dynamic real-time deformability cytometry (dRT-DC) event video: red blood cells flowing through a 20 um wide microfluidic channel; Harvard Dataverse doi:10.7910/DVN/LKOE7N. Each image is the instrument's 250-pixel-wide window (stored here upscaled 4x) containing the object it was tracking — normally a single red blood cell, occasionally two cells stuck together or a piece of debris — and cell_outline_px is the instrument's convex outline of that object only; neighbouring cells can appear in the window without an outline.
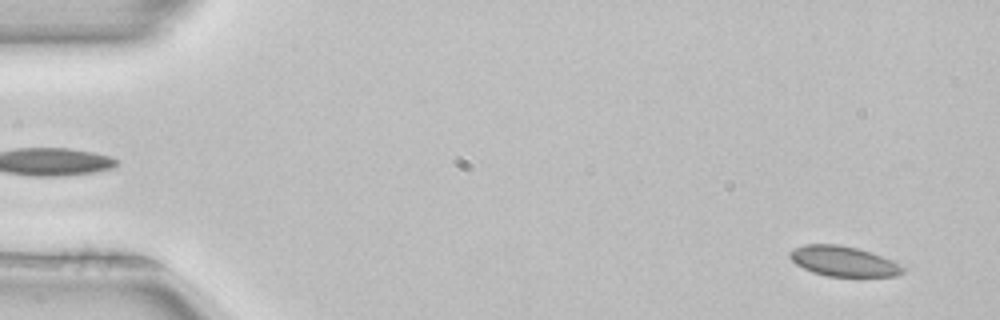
{"species": "common noctule bat (a hibernating species)", "species_latin": "Nyctalus noctula", "temperature_condition": "room temperature", "stored_images_in_passage": 44, "camera_frame_rate_fps": 3000, "um_per_image_px": 0.085, "animal": {"sex": "female", "body_mass_g": 22.7, "forearm_length_mm": 54.2}, "frame": {"image": 1, "passage_image": 4, "time_ms": 1.0, "image_size_px": [1000, 320], "cell_outline_px": [[904, 272], [896, 276], [828, 276], [812, 272], [796, 264], [788, 256], [788, 252], [792, 248], [804, 244], [840, 244], [872, 252], [892, 260], [900, 264], [904, 268]], "centroid_in_image_um": [71.67, 22.19], "position_along_channel_um": 13.3, "area_um2": 19.94}}
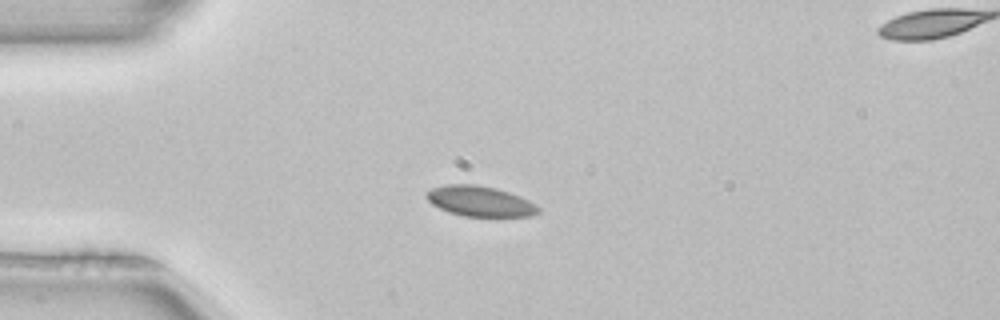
{"frame": {"image": 2, "passage_image": 14, "time_ms": 4.333, "image_size_px": [1000, 320], "cell_outline_px": [[540, 212], [532, 216], [464, 216], [448, 212], [432, 204], [424, 196], [424, 192], [432, 188], [444, 184], [476, 184], [496, 188], [520, 196], [536, 204], [540, 208]], "centroid_in_image_um": [40.78, 17.09], "position_along_channel_um": 44.2, "area_um2": 19.94}, "authors_computed_cell_mechanics": {"area_um2": 19.7965, "velocity_mm_per_s": 3.9625, "shape_relaxation_time_tau1_ms": null, "shape_relaxation_time_tau2_ms": 0.4265, "deformation_change_tau1": null, "deformation_change_tau2": 0.0359}}